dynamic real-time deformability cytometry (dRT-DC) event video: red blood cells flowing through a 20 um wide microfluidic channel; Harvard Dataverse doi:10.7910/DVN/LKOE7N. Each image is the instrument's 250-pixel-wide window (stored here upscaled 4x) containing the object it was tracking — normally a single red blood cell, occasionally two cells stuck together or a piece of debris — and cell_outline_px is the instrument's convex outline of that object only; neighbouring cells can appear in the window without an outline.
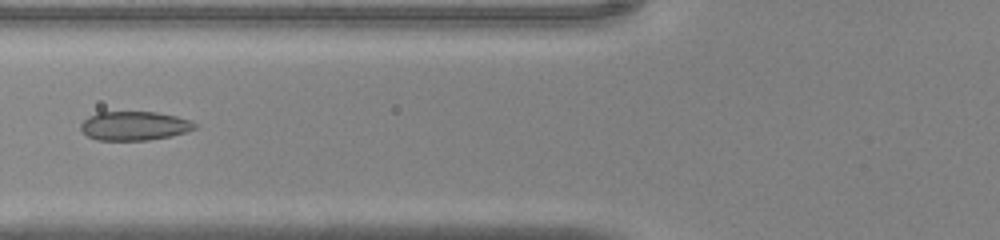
{"species": "common noctule bat (a hibernating species)", "species_latin": "Nyctalus noctula", "temperature_condition": "warm", "stored_images_in_passage": 44, "camera_frame_rate_fps": 3000, "um_per_image_px": 0.085, "animal": {"sex": "male", "body_mass_g": 20.0, "forearm_length_mm": 53.3}, "frame": {"image": 1, "passage_image": 18, "time_ms": 5.667, "image_size_px": [1000, 240], "cell_outline_px": [[196, 128], [172, 136], [148, 140], [96, 140], [88, 136], [80, 128], [80, 124], [88, 116], [96, 112], [156, 112], [176, 116], [192, 120], [196, 124]], "centroid_in_image_um": [11.41, 10.69], "position_along_channel_um": 114.4, "area_um2": 19.31}}
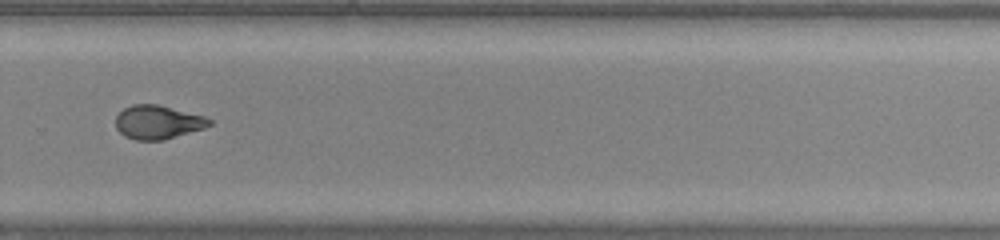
{"frame": {"image": 2, "passage_image": 31, "time_ms": 10.0, "image_size_px": [1000, 240], "cell_outline_px": [[212, 124], [204, 128], [164, 140], [136, 140], [124, 136], [116, 128], [116, 116], [124, 108], [132, 104], [156, 104], [204, 116], [212, 120]], "centroid_in_image_um": [13.4, 10.39], "position_along_channel_um": 316.4, "area_um2": 18.32}}
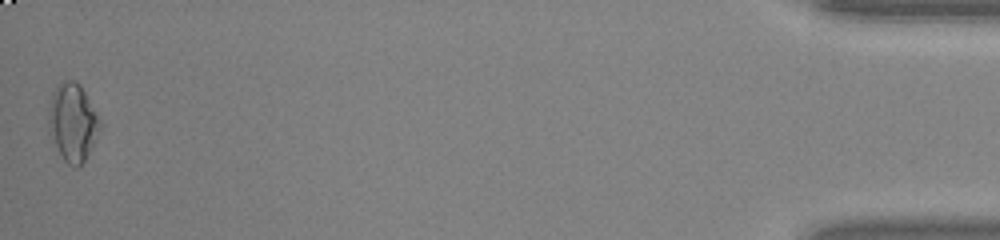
{"frame": {"image": 3, "passage_image": 44, "time_ms": 14.333, "image_size_px": [1000, 240], "cell_outline_px": [[104, 124], [84, 160], [76, 168], [72, 168], [64, 160], [48, 132], [48, 112], [52, 92], [64, 80], [76, 80], [80, 84]], "centroid_in_image_um": [6.19, 10.39], "position_along_channel_um": 429.0, "area_um2": 23.47}}